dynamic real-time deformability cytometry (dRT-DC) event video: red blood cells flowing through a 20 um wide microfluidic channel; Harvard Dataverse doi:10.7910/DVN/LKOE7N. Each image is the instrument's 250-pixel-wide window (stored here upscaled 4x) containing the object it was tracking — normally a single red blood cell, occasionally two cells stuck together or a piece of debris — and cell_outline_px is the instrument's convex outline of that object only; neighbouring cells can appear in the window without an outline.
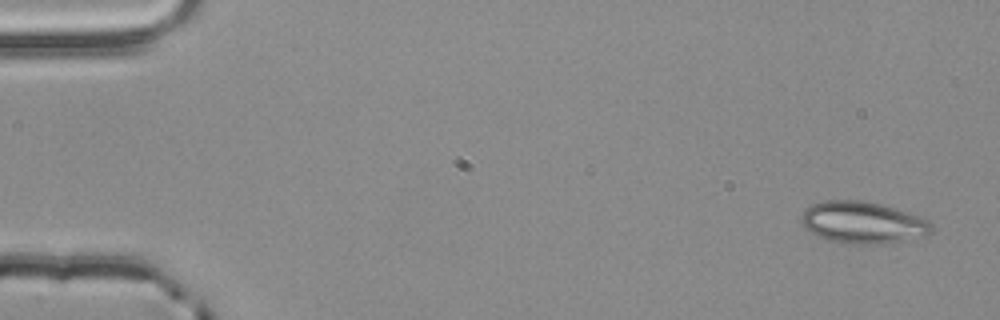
{"species": "common noctule bat (a hibernating species)", "species_latin": "Nyctalus noctula", "temperature_condition": "room temperature", "stored_images_in_passage": 4, "camera_frame_rate_fps": 3000, "um_per_image_px": 0.085, "animal": {"sex": "male", "body_mass_g": 20.4}, "frame": {"image": 1, "passage_image": 1, "time_ms": 0.0, "image_size_px": [1000, 320], "cell_outline_px": [[936, 232], [924, 236], [904, 240], [876, 244], [840, 244], [824, 240], [816, 236], [804, 228], [800, 224], [800, 220], [804, 208], [812, 204], [824, 200], [860, 200], [880, 204], [896, 208], [908, 212], [928, 220], [932, 224]], "centroid_in_image_um": [73.3, 18.93], "position_along_channel_um": 11.7, "area_um2": 32.43}}